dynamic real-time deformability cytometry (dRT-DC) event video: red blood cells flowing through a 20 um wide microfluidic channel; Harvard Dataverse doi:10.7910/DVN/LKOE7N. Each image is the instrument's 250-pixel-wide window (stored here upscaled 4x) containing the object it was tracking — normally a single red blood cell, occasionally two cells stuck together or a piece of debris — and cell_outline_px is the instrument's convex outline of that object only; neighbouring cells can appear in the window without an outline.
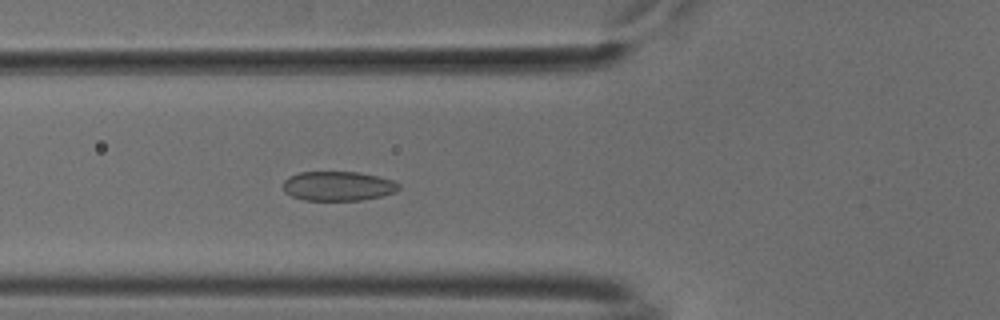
{"species": "common noctule bat (a hibernating species)", "species_latin": "Nyctalus noctula", "temperature_condition": "cold", "stored_images_in_passage": 30, "camera_frame_rate_fps": 3000, "um_per_image_px": 0.085, "animal": {"sex": "male", "body_mass_g": 18.8}, "frame": {"image": 1, "passage_image": 20, "time_ms": 6.333, "image_size_px": [1000, 320], "cell_outline_px": [[400, 188], [396, 192], [380, 196], [360, 200], [304, 200], [292, 196], [284, 192], [284, 180], [288, 176], [300, 172], [360, 172], [392, 180], [400, 184]], "centroid_in_image_um": [28.73, 15.81], "position_along_channel_um": 97.1, "area_um2": 19.83}}
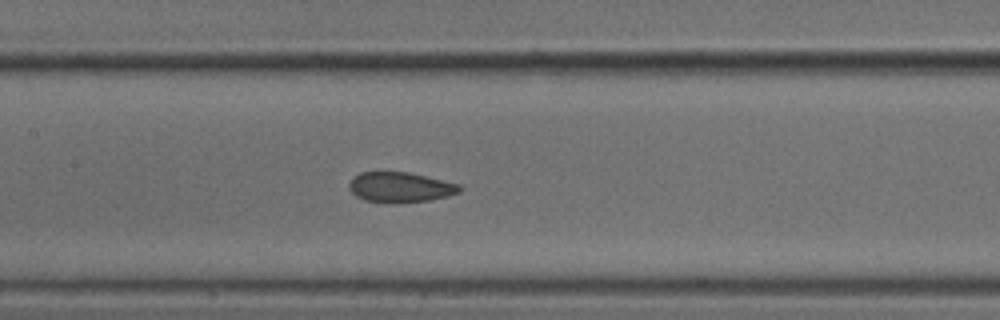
{"frame": {"image": 2, "passage_image": 26, "time_ms": 8.333, "image_size_px": [1000, 320], "cell_outline_px": [[464, 188], [460, 192], [448, 196], [428, 200], [364, 200], [356, 196], [348, 188], [348, 184], [360, 172], [408, 172], [460, 184]], "centroid_in_image_um": [34.06, 15.87], "position_along_channel_um": 173.3, "area_um2": 18.61}}
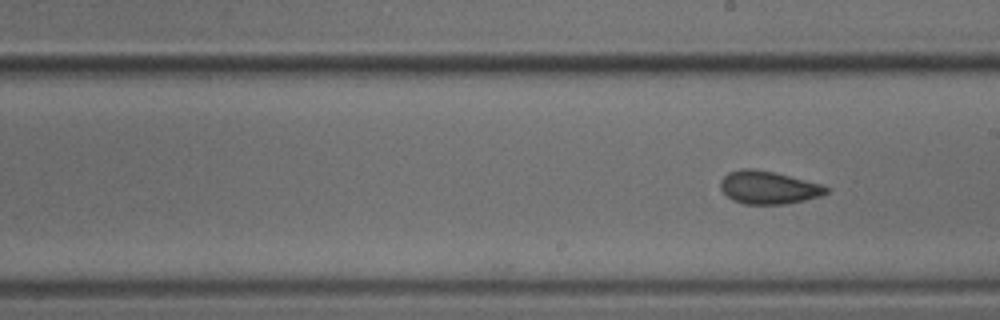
{"frame": {"image": 3, "passage_image": 30, "time_ms": 9.667, "image_size_px": [1000, 320], "cell_outline_px": [[828, 192], [820, 196], [804, 200], [784, 204], [744, 204], [732, 200], [720, 188], [720, 180], [728, 172], [740, 168], [752, 168], [776, 172], [820, 184], [828, 188]], "centroid_in_image_um": [65.27, 15.93], "position_along_channel_um": 223.7, "area_um2": 20.29}}